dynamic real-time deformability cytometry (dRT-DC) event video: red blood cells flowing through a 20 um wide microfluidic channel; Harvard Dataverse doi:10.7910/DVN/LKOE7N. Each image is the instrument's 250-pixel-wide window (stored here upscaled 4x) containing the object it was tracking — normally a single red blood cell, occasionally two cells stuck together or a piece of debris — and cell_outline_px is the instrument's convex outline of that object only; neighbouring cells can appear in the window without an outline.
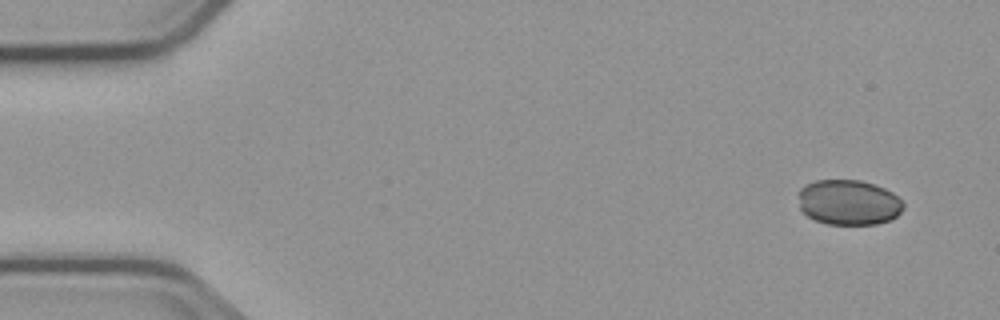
{"species": "common noctule bat (a hibernating species)", "species_latin": "Nyctalus noctula", "temperature_condition": "cold", "stored_images_in_passage": 4, "camera_frame_rate_fps": 3000, "um_per_image_px": 0.085, "animal": {"sex": "male", "body_mass_g": 23.1, "forearm_length_mm": 52.7}, "frame": {"image": 1, "passage_image": 1, "time_ms": 0.0, "image_size_px": [1000, 320], "cell_outline_px": [[904, 208], [892, 220], [876, 224], [828, 224], [816, 220], [808, 216], [800, 208], [800, 188], [804, 184], [816, 180], [860, 180], [876, 184], [892, 192], [904, 204]], "centroid_in_image_um": [72.15, 17.19], "position_along_channel_um": 12.8, "area_um2": 27.69}}